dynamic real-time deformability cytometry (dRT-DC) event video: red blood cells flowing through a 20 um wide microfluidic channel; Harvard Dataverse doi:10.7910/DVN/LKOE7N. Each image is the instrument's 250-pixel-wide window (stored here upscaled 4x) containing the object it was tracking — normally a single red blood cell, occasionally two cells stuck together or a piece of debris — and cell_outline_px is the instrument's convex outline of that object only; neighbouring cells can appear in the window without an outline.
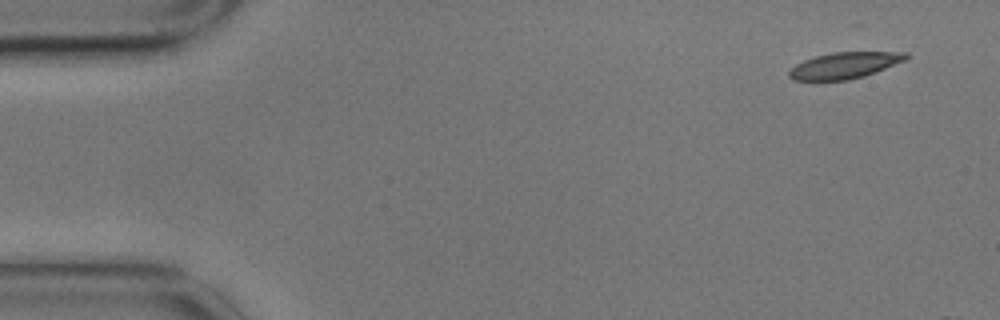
{"species": "common noctule bat (a hibernating species)", "species_latin": "Nyctalus noctula", "temperature_condition": "cold", "stored_images_in_passage": 3, "camera_frame_rate_fps": 3000, "um_per_image_px": 0.085, "animal": {"sex": "male", "body_mass_g": 17.9}, "frame": {"image": 1, "passage_image": 1, "time_ms": 0.0, "image_size_px": [1000, 320], "cell_outline_px": [[908, 60], [864, 76], [848, 80], [792, 80], [788, 76], [788, 72], [796, 64], [804, 60], [816, 56], [832, 52], [908, 52]], "centroid_in_image_um": [71.81, 5.55], "position_along_channel_um": 13.2, "area_um2": 17.92}}